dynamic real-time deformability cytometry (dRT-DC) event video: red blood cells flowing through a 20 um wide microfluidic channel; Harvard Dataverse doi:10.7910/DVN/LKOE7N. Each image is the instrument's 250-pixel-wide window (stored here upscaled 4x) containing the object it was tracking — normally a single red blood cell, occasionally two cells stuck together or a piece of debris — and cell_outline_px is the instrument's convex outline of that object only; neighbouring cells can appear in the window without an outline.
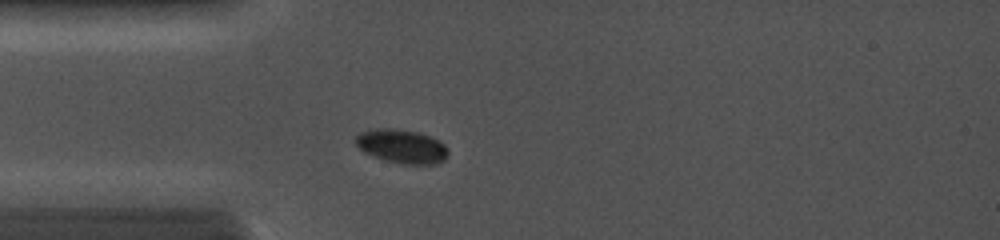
{"species": "common noctule bat (a hibernating species)", "species_latin": "Nyctalus noctula", "temperature_condition": "cold", "stored_images_in_passage": 5, "camera_frame_rate_fps": 5000, "um_per_image_px": 0.085, "animal": {"sex": "female", "body_mass_g": 19.0, "forearm_length_mm": 56.7}, "frame": {"image": 1, "passage_image": 5, "time_ms": 2.0, "image_size_px": [1000, 240], "cell_outline_px": [[448, 156], [444, 160], [436, 164], [400, 164], [384, 160], [372, 156], [364, 152], [356, 144], [356, 136], [360, 132], [376, 128], [392, 128], [420, 132], [440, 140], [448, 148]], "centroid_in_image_um": [34.18, 12.43], "position_along_channel_um": 50.8, "area_um2": 18.5}}